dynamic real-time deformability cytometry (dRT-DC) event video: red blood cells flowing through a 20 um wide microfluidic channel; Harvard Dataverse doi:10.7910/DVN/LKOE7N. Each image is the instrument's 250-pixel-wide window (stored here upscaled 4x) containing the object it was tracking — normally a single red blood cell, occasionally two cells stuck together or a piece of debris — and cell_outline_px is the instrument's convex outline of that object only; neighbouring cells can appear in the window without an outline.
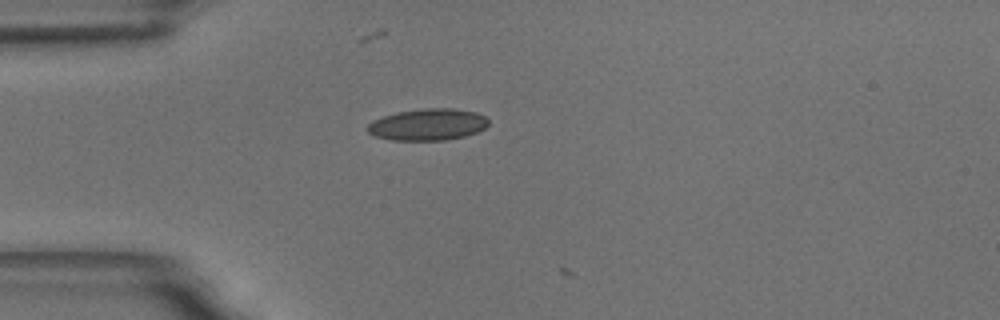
{"species": "common noctule bat (a hibernating species)", "species_latin": "Nyctalus noctula", "temperature_condition": "room temperature", "stored_images_in_passage": 4, "camera_frame_rate_fps": 3000, "um_per_image_px": 0.085, "animal": {"sex": "male", "body_mass_g": 18.8}, "frame": {"image": 1, "passage_image": 3, "time_ms": 0.667, "image_size_px": [1000, 320], "cell_outline_px": [[488, 124], [484, 128], [476, 132], [464, 136], [444, 140], [392, 140], [376, 136], [368, 132], [368, 124], [372, 120], [396, 112], [424, 108], [452, 108], [476, 112], [484, 116], [488, 120]], "centroid_in_image_um": [36.36, 10.58], "position_along_channel_um": 48.6, "area_um2": 22.2}}